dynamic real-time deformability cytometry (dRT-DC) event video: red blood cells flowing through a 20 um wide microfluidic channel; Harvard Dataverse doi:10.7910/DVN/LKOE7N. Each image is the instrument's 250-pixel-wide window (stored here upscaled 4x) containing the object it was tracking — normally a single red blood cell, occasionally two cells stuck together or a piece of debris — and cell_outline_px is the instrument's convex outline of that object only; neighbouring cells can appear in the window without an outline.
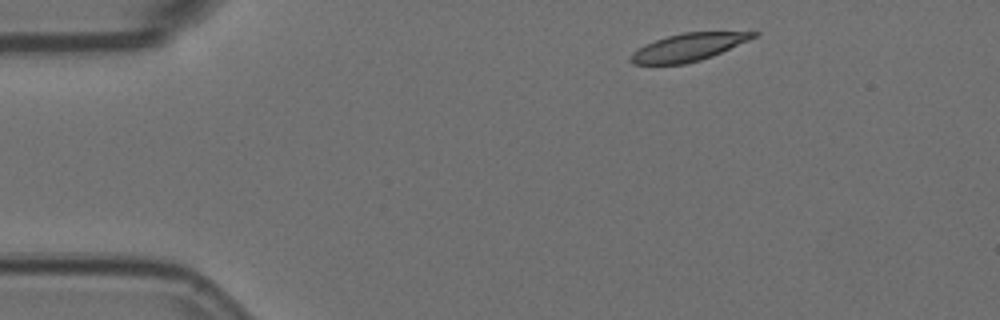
{"species": "Egyptian fruit bat (a non-hibernating species)", "species_latin": "Rousettus aegyptiacus", "temperature_condition": "room temperature", "stored_images_in_passage": 3, "camera_frame_rate_fps": 3000, "um_per_image_px": 0.085, "animal": {"sex": "female"}, "frame": {"image": 1, "passage_image": 1, "time_ms": 0.0, "image_size_px": [1000, 320], "cell_outline_px": [[760, 32], [756, 36], [748, 40], [712, 56], [700, 60], [684, 64], [632, 64], [628, 60], [628, 56], [632, 52], [644, 44], [668, 36], [684, 32]], "centroid_in_image_um": [58.43, 4.02], "position_along_channel_um": 26.6, "area_um2": 19.54}}